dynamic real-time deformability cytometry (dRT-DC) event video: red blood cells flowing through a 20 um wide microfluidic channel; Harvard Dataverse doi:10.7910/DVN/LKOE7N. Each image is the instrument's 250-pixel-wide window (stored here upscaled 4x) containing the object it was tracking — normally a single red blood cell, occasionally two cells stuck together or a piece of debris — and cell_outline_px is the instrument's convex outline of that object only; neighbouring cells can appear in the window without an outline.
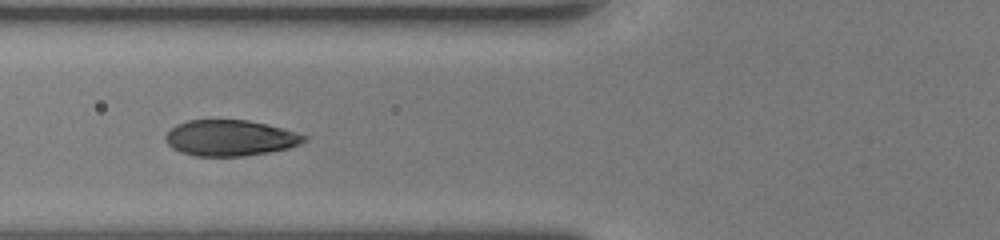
{"species": "human", "species_latin": "Homo sapiens", "temperature_condition": "room temperature", "stored_images_in_passage": 35, "camera_frame_rate_fps": 3000, "um_per_image_px": 0.085, "donor": {"sex": "female"}, "frame": {"image": 1, "passage_image": 5, "time_ms": 1.333, "image_size_px": [1000, 240], "cell_outline_px": [[308, 140], [300, 144], [288, 148], [268, 152], [244, 156], [196, 156], [180, 152], [172, 148], [164, 140], [164, 136], [176, 124], [188, 120], [248, 120], [296, 132], [308, 136]], "centroid_in_image_um": [19.55, 11.73], "position_along_channel_um": 106.3, "area_um2": 28.96}}
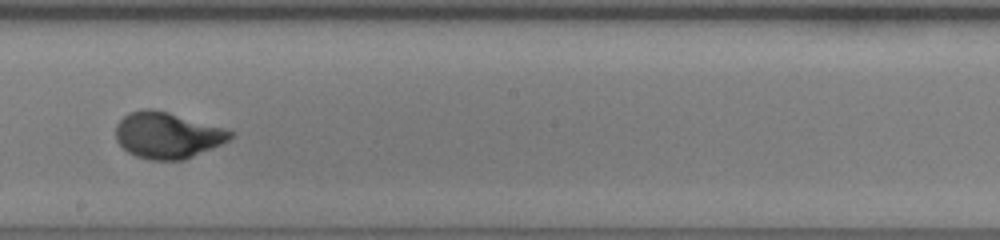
{"frame": {"image": 2, "passage_image": 14, "time_ms": 4.333, "image_size_px": [1000, 240], "cell_outline_px": [[232, 136], [228, 140], [212, 148], [184, 160], [152, 160], [136, 156], [128, 152], [116, 140], [116, 124], [128, 112], [144, 108], [152, 108], [168, 112], [224, 128], [232, 132]], "centroid_in_image_um": [14.19, 11.49], "position_along_channel_um": 234.0, "area_um2": 30.63}}
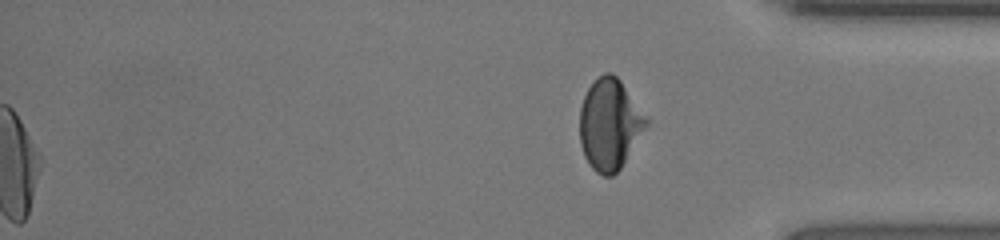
{"frame": {"image": 3, "passage_image": 35, "time_ms": 11.333, "image_size_px": [1000, 240], "cell_outline_px": [[648, 124], [620, 168], [612, 176], [604, 176], [596, 172], [588, 164], [584, 156], [580, 144], [580, 108], [584, 96], [588, 88], [604, 72], [612, 72], [620, 80], [648, 116]], "centroid_in_image_um": [51.82, 10.56], "position_along_channel_um": 383.4, "area_um2": 35.14}, "authors_computed_cell_mechanics": {"area_um2": 30.634, "velocity_mm_per_s": 4.2758, "shape_relaxation_time_tau1_ms": 2.9743, "shape_relaxation_time_tau2_ms": null, "deformation_change_tau1": 0.1897, "deformation_change_tau2": null}}